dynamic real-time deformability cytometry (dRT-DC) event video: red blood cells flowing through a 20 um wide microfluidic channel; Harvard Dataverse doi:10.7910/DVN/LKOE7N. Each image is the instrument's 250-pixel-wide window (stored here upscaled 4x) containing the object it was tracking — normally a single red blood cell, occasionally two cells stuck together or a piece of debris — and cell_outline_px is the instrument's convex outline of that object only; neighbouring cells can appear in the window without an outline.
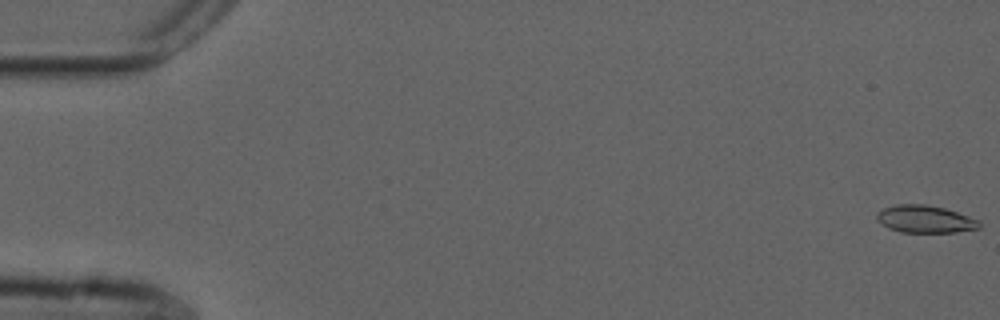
{"species": "common noctule bat (a hibernating species)", "species_latin": "Nyctalus noctula", "temperature_condition": "cold", "stored_images_in_passage": 6, "camera_frame_rate_fps": 3000, "um_per_image_px": 0.085, "animal": {"sex": "male", "forearm_length_mm": 52.5}, "frame": {"image": 1, "passage_image": 1, "time_ms": 0.0, "image_size_px": [1000, 320], "cell_outline_px": [[980, 228], [956, 232], [900, 232], [888, 228], [876, 220], [876, 212], [884, 208], [896, 204], [924, 204], [944, 208], [980, 220]], "centroid_in_image_um": [78.6, 18.62], "position_along_channel_um": 6.4, "area_um2": 16.42}}